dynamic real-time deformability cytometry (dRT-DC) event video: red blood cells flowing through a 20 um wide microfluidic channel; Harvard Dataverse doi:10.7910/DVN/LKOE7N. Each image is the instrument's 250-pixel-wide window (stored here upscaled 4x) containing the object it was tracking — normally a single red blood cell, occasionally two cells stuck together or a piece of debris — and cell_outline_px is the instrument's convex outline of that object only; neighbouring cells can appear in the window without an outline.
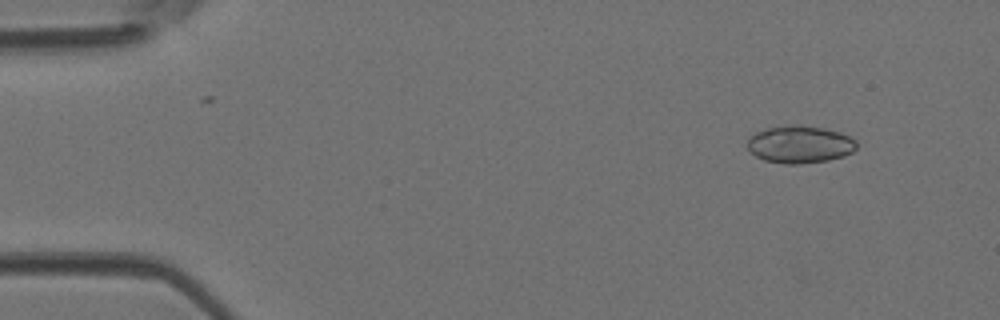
{"species": "Egyptian fruit bat (a non-hibernating species)", "species_latin": "Rousettus aegyptiacus", "temperature_condition": "room temperature", "stored_images_in_passage": 42, "camera_frame_rate_fps": 3000, "um_per_image_px": 0.085, "animal": {"sex": "female"}, "frame": {"image": 1, "passage_image": 1, "time_ms": 0.0, "image_size_px": [1000, 320], "cell_outline_px": [[856, 148], [852, 152], [844, 156], [828, 160], [800, 164], [784, 164], [764, 160], [756, 156], [748, 148], [748, 136], [756, 132], [768, 128], [796, 124], [800, 124], [824, 128], [840, 132], [856, 140]], "centroid_in_image_um": [67.99, 12.27], "position_along_channel_um": 17.0, "area_um2": 23.87}}
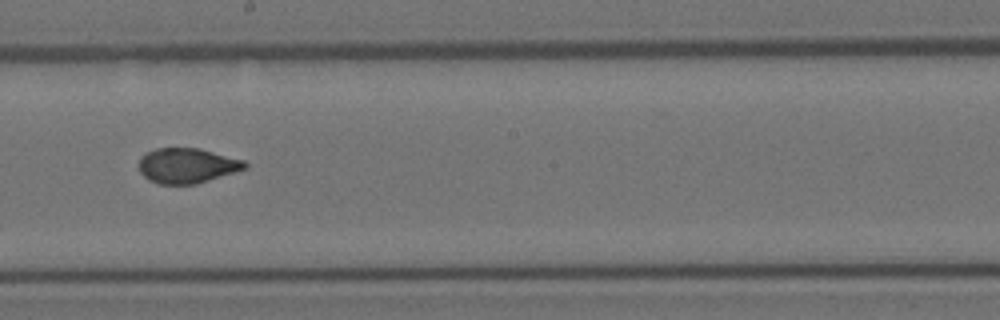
{"frame": {"image": 2, "passage_image": 22, "time_ms": 7.0, "image_size_px": [1000, 320], "cell_outline_px": [[248, 168], [196, 184], [160, 184], [148, 180], [140, 172], [140, 156], [144, 152], [156, 148], [200, 148], [244, 160], [248, 164]], "centroid_in_image_um": [15.9, 14.07], "position_along_channel_um": 232.3, "area_um2": 21.79}}
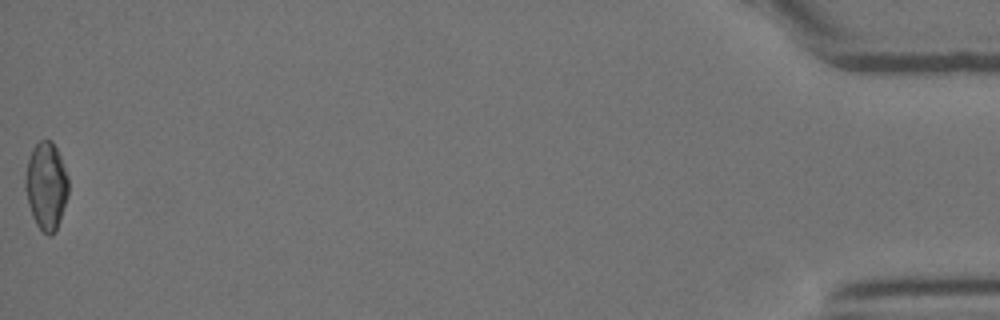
{"frame": {"image": 3, "passage_image": 42, "time_ms": 13.667, "image_size_px": [1000, 320], "cell_outline_px": [[68, 196], [56, 232], [52, 236], [48, 236], [36, 224], [32, 216], [28, 204], [24, 188], [24, 180], [28, 160], [32, 148], [40, 140], [52, 140], [60, 156], [68, 176]], "centroid_in_image_um": [3.92, 15.82], "position_along_channel_um": 431.3, "area_um2": 22.2}}